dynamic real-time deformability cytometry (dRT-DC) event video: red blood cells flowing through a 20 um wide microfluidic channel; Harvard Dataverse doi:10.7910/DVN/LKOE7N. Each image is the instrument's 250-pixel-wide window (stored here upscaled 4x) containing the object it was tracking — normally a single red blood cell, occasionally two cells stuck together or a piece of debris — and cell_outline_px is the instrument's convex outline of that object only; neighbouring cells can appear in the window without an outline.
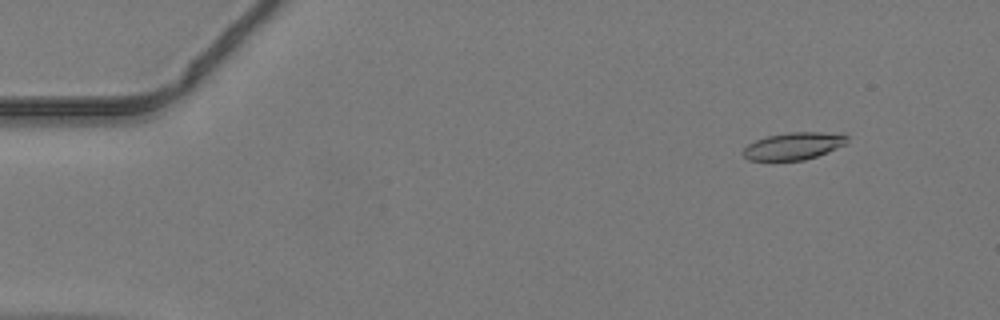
{"species": "common noctule bat (a hibernating species)", "species_latin": "Nyctalus noctula", "temperature_condition": "warm", "stored_images_in_passage": 49, "camera_frame_rate_fps": 3000, "um_per_image_px": 0.085, "animal": {"sex": "male", "body_mass_g": 19.2, "forearm_length_mm": 51.8}, "frame": {"image": 1, "passage_image": 6, "time_ms": 1.667, "image_size_px": [1000, 320], "cell_outline_px": [[848, 140], [844, 144], [828, 152], [804, 160], [748, 160], [744, 156], [744, 148], [748, 144], [756, 140], [768, 136], [788, 132], [820, 132], [848, 136]], "centroid_in_image_um": [67.43, 12.41], "position_along_channel_um": 17.6, "area_um2": 16.18}}
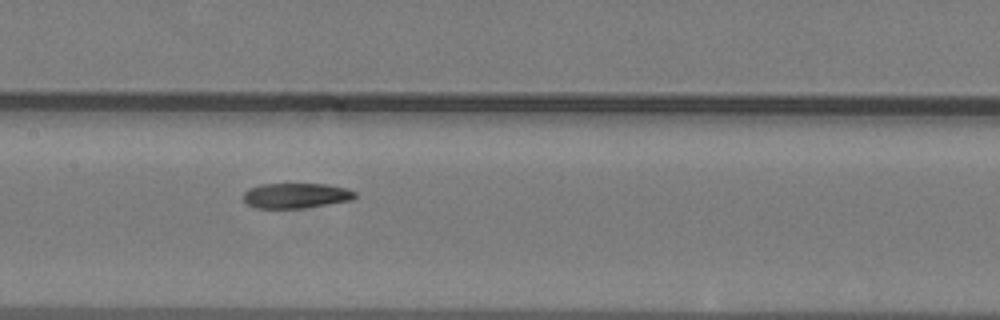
{"frame": {"image": 2, "passage_image": 25, "time_ms": 8.0, "image_size_px": [1000, 320], "cell_outline_px": [[356, 196], [352, 200], [304, 208], [256, 208], [248, 204], [244, 200], [244, 192], [248, 188], [260, 184], [328, 184], [348, 188], [356, 192]], "centroid_in_image_um": [25.18, 16.62], "position_along_channel_um": 182.2, "area_um2": 16.47}}
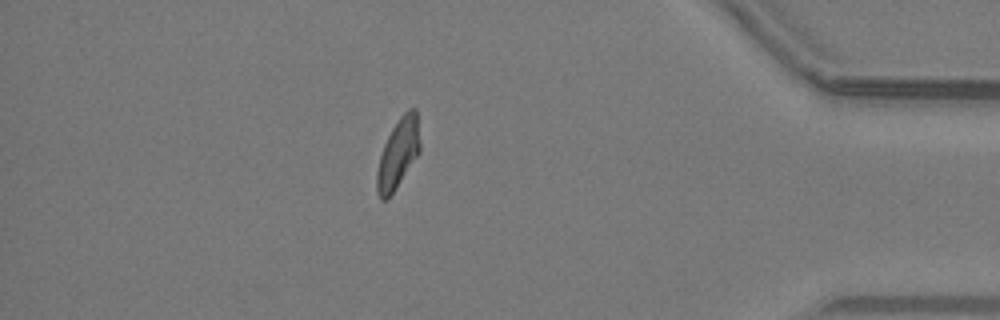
{"frame": {"image": 3, "passage_image": 43, "time_ms": 14.0, "image_size_px": [1000, 320], "cell_outline_px": [[420, 152], [396, 188], [384, 200], [380, 200], [376, 192], [376, 172], [380, 156], [384, 144], [392, 128], [400, 116], [408, 108], [416, 108], [420, 144]], "centroid_in_image_um": [33.83, 13.04], "position_along_channel_um": 401.4, "area_um2": 17.4}}